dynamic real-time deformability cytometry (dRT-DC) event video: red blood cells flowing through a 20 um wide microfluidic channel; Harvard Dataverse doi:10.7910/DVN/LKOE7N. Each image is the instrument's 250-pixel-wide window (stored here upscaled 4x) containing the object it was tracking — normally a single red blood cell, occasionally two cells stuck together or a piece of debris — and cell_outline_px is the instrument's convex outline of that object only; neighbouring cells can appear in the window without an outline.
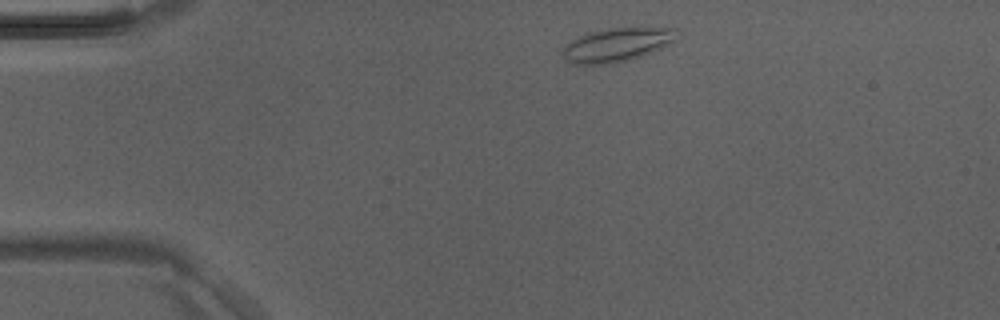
{"species": "Egyptian fruit bat (a non-hibernating species)", "species_latin": "Rousettus aegyptiacus", "temperature_condition": "room temperature", "stored_images_in_passage": 2, "camera_frame_rate_fps": 3000, "um_per_image_px": 0.085, "animal": {"sex": "male"}, "frame": {"image": 1, "passage_image": 1, "time_ms": 0.0, "image_size_px": [1000, 320], "cell_outline_px": [[676, 28], [672, 40], [668, 44], [652, 52], [640, 56], [608, 64], [572, 64], [564, 60], [560, 56], [560, 48], [564, 44], [576, 36], [588, 32], [608, 28]], "centroid_in_image_um": [52.25, 3.81], "position_along_channel_um": 32.8, "area_um2": 22.37}}